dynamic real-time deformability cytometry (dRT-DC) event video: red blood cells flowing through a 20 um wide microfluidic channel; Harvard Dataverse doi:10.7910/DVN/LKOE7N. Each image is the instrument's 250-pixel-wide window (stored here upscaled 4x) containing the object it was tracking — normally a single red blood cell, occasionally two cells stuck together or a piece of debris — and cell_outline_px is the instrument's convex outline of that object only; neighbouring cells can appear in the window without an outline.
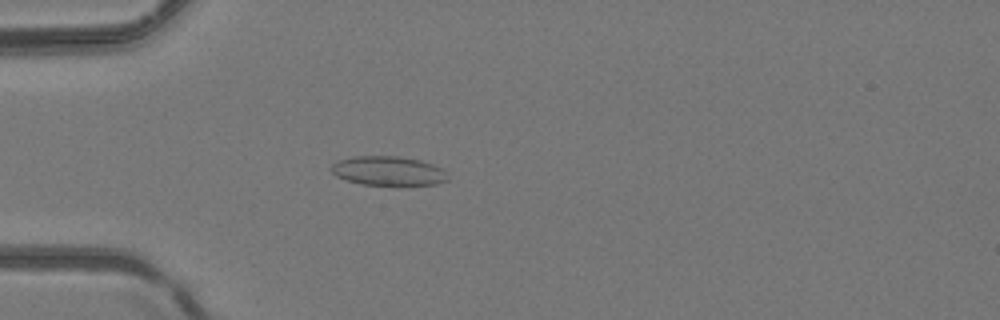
{"species": "common noctule bat (a hibernating species)", "species_latin": "Nyctalus noctula", "temperature_condition": "room temperature", "stored_images_in_passage": 15, "camera_frame_rate_fps": 3000, "um_per_image_px": 0.085, "animal": {"sex": "female", "body_mass_g": 24.6, "forearm_length_mm": 56.2}, "frame": {"image": 1, "passage_image": 2, "time_ms": 0.333, "image_size_px": [1000, 320], "cell_outline_px": [[448, 180], [436, 184], [400, 188], [360, 184], [336, 176], [332, 172], [332, 164], [336, 160], [352, 156], [400, 156], [420, 160], [432, 164], [440, 168], [448, 176]], "centroid_in_image_um": [33.01, 14.57], "position_along_channel_um": 52.0, "area_um2": 20.69}}
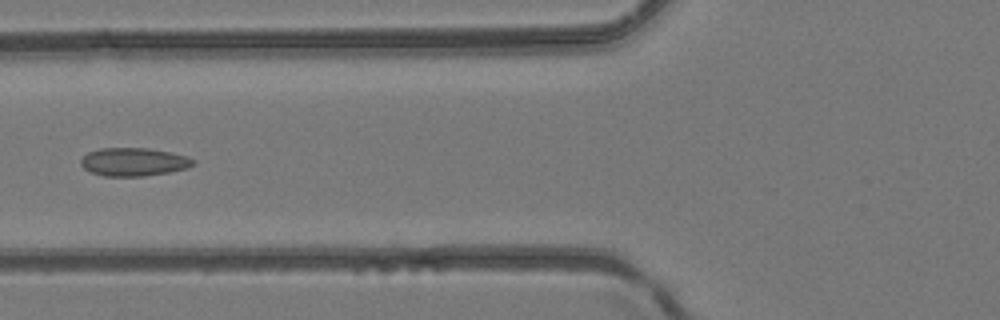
{"frame": {"image": 2, "passage_image": 7, "time_ms": 2.0, "image_size_px": [1000, 320], "cell_outline_px": [[196, 164], [188, 168], [168, 172], [144, 176], [104, 176], [92, 172], [84, 168], [80, 164], [80, 160], [88, 152], [100, 148], [148, 148], [172, 152], [188, 156], [196, 160]], "centroid_in_image_um": [11.41, 13.75], "position_along_channel_um": 114.4, "area_um2": 18.61}}
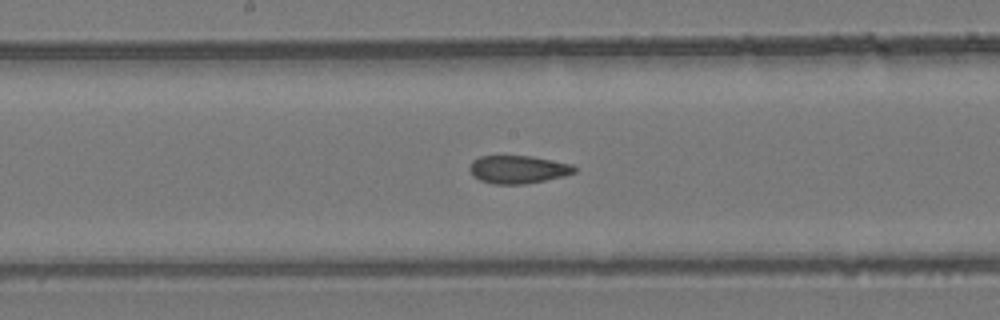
{"frame": {"image": 3, "passage_image": 13, "time_ms": 4.0, "image_size_px": [1000, 320], "cell_outline_px": [[576, 172], [564, 176], [524, 184], [492, 184], [480, 180], [472, 176], [468, 168], [472, 160], [480, 156], [532, 156], [572, 164], [576, 168]], "centroid_in_image_um": [44.0, 14.4], "position_along_channel_um": 204.2, "area_um2": 17.17}}